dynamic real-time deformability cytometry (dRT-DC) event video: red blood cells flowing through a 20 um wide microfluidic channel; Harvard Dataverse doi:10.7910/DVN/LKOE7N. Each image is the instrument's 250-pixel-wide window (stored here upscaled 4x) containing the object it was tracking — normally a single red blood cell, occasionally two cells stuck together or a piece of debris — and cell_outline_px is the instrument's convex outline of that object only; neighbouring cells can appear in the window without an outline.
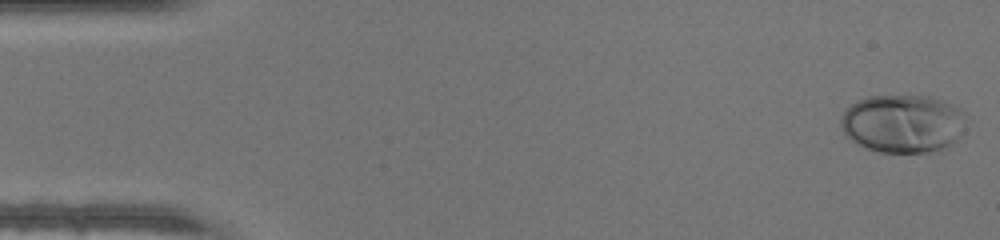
{"species": "human", "species_latin": "Homo sapiens", "temperature_condition": "warm", "stored_images_in_passage": 46, "camera_frame_rate_fps": 3000, "um_per_image_px": 0.085, "donor": {"sex": "male"}, "frame": {"image": 1, "passage_image": 1, "time_ms": 0.0, "image_size_px": [1000, 240], "cell_outline_px": [[964, 112], [956, 140], [940, 148], [928, 152], [880, 152], [864, 148], [856, 144], [840, 128], [840, 116], [856, 100], [868, 96], [928, 96], [940, 100], [960, 108]], "centroid_in_image_um": [76.64, 10.49], "position_along_channel_um": 8.4, "area_um2": 41.85}}
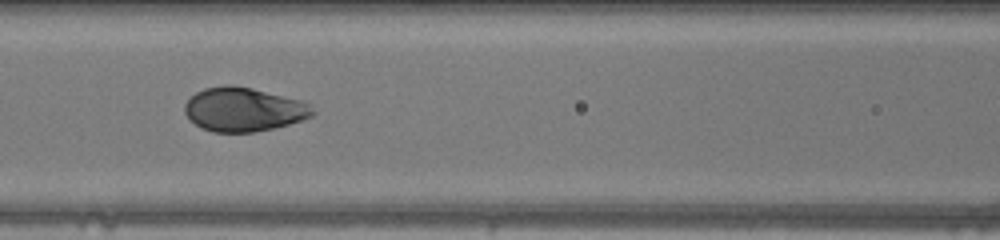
{"frame": {"image": 2, "passage_image": 20, "time_ms": 6.333, "image_size_px": [1000, 240], "cell_outline_px": [[316, 112], [312, 116], [288, 124], [272, 128], [252, 132], [212, 132], [196, 124], [184, 112], [184, 104], [196, 92], [204, 88], [224, 84], [232, 84], [252, 88], [300, 100], [312, 104]], "centroid_in_image_um": [20.72, 9.28], "position_along_channel_um": 145.9, "area_um2": 32.66}}
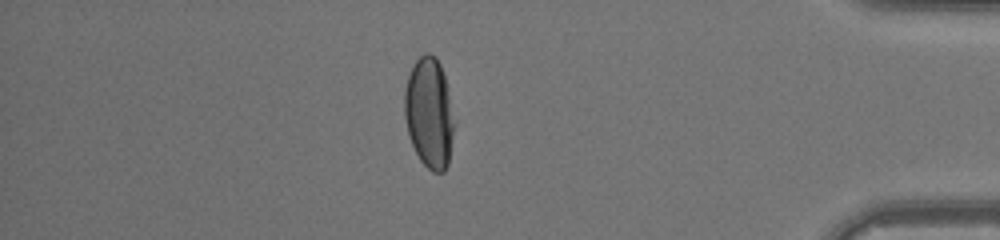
{"frame": {"image": 3, "passage_image": 40, "time_ms": 13.0, "image_size_px": [1000, 240], "cell_outline_px": [[452, 136], [448, 164], [444, 172], [432, 172], [420, 160], [412, 144], [408, 132], [404, 116], [404, 92], [408, 76], [416, 60], [424, 52], [428, 52], [436, 56], [440, 64], [444, 76], [448, 96], [452, 124]], "centroid_in_image_um": [36.44, 9.59], "position_along_channel_um": 398.8, "area_um2": 31.21}}